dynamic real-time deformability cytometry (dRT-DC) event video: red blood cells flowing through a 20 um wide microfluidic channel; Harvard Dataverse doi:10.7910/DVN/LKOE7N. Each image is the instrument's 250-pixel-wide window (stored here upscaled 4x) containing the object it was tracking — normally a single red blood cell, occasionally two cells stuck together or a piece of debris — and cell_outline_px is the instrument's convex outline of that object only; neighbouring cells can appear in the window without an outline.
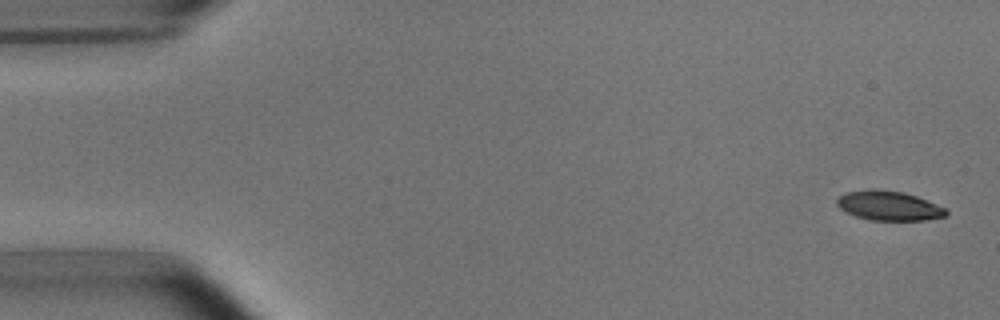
{"species": "common noctule bat (a hibernating species)", "species_latin": "Nyctalus noctula", "temperature_condition": "room temperature", "stored_images_in_passage": 14, "camera_frame_rate_fps": 3000, "um_per_image_px": 0.085, "animal": {"sex": "male", "body_mass_g": 15.6}, "frame": {"image": 1, "passage_image": 2, "time_ms": 0.333, "image_size_px": [1000, 320], "cell_outline_px": [[948, 216], [924, 220], [872, 220], [856, 216], [840, 208], [836, 204], [836, 200], [844, 192], [872, 188], [876, 188], [904, 192], [916, 196], [936, 204], [944, 208], [948, 212]], "centroid_in_image_um": [75.54, 17.47], "position_along_channel_um": 9.5, "area_um2": 18.79}}
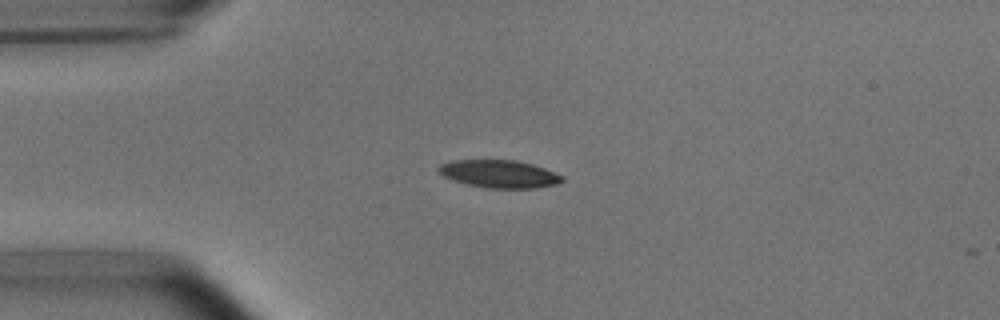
{"frame": {"image": 2, "passage_image": 13, "time_ms": 4.0, "image_size_px": [1000, 320], "cell_outline_px": [[564, 180], [556, 184], [536, 188], [484, 188], [452, 180], [444, 176], [436, 168], [440, 164], [452, 160], [516, 160], [532, 164], [544, 168], [564, 176]], "centroid_in_image_um": [42.43, 14.78], "position_along_channel_um": 42.6, "area_um2": 20.0}}